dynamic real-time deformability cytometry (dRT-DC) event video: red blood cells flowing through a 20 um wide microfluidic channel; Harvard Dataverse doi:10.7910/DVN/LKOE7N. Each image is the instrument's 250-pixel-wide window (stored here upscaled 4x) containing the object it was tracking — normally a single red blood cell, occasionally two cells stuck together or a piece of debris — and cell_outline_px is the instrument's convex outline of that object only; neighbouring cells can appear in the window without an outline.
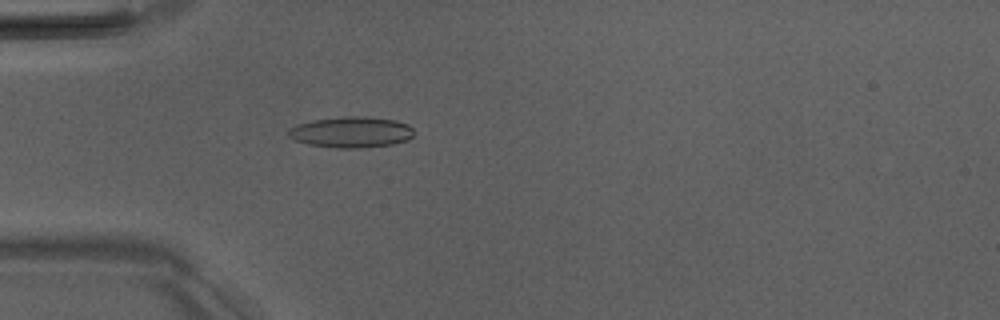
{"species": "Egyptian fruit bat (a non-hibernating species)", "species_latin": "Rousettus aegyptiacus", "temperature_condition": "room temperature", "stored_images_in_passage": 3, "camera_frame_rate_fps": 3000, "um_per_image_px": 0.085, "animal": {"sex": "male"}, "frame": {"image": 1, "passage_image": 3, "time_ms": 2.333, "image_size_px": [1000, 320], "cell_outline_px": [[412, 136], [408, 140], [392, 144], [360, 148], [336, 148], [308, 144], [296, 140], [288, 136], [288, 128], [296, 124], [312, 120], [344, 116], [364, 116], [396, 120], [408, 124], [412, 128]], "centroid_in_image_um": [29.84, 11.22], "position_along_channel_um": 55.2, "area_um2": 22.72}}